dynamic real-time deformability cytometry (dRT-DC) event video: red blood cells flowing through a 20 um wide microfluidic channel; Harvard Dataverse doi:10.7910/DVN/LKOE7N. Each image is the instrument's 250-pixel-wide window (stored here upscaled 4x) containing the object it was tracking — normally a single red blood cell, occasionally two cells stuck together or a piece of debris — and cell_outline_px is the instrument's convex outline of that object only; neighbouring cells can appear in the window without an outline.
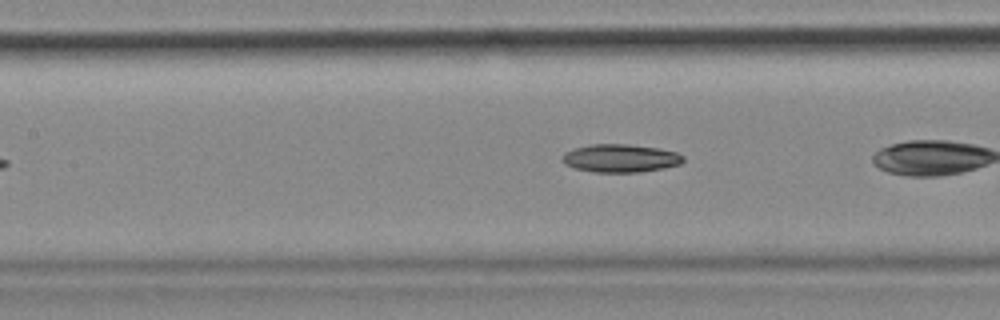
{"species": "common noctule bat (a hibernating species)", "species_latin": "Nyctalus noctula", "temperature_condition": "cold", "stored_images_in_passage": 27, "camera_frame_rate_fps": 3000, "um_per_image_px": 0.085, "animal": {"sex": "female", "body_mass_g": 18.4}, "frame": {"image": 1, "passage_image": 8, "time_ms": 2.333, "image_size_px": [1000, 320], "cell_outline_px": [[684, 160], [680, 164], [664, 168], [640, 172], [592, 172], [572, 168], [564, 164], [560, 160], [560, 156], [564, 152], [588, 144], [628, 144], [660, 148], [676, 152], [684, 156]], "centroid_in_image_um": [52.69, 13.45], "position_along_channel_um": 154.7, "area_um2": 20.11}}